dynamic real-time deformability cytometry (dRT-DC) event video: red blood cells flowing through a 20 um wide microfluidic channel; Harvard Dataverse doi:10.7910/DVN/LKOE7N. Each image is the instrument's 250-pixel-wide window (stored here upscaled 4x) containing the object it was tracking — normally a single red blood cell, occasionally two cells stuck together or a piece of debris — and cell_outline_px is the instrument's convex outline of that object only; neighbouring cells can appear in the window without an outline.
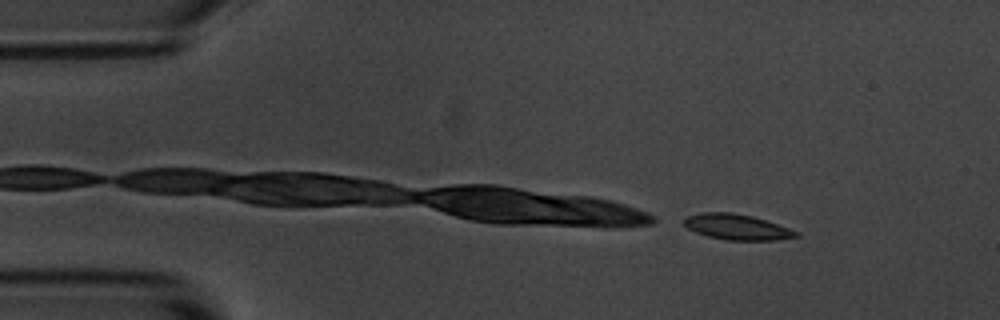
{"species": "common noctule bat (a hibernating species)", "species_latin": "Nyctalus noctula", "temperature_condition": "room temperature", "stored_images_in_passage": 33, "camera_frame_rate_fps": 3000, "um_per_image_px": 0.085, "animal": {"sex": "male", "body_mass_g": 20.1, "forearm_length_mm": 53.5}, "frame": {"image": 1, "passage_image": 1, "time_ms": 0.0, "image_size_px": [1000, 320], "cell_outline_px": [[800, 236], [776, 240], [724, 240], [708, 236], [696, 232], [688, 228], [684, 224], [684, 220], [688, 216], [704, 212], [732, 212], [752, 216], [800, 232]], "centroid_in_image_um": [62.65, 19.3], "position_along_channel_um": 22.3, "area_um2": 16.53}}
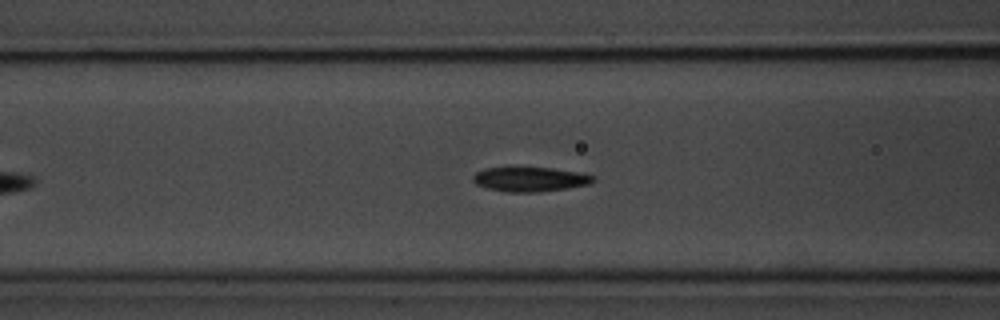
{"frame": {"image": 2, "passage_image": 15, "time_ms": 4.667, "image_size_px": [1000, 320], "cell_outline_px": [[596, 180], [588, 184], [568, 188], [540, 192], [504, 192], [488, 188], [476, 184], [472, 180], [472, 176], [476, 172], [484, 168], [508, 164], [512, 164], [552, 168], [580, 172], [596, 176]], "centroid_in_image_um": [45.0, 15.18], "position_along_channel_um": 121.6, "area_um2": 18.26}}
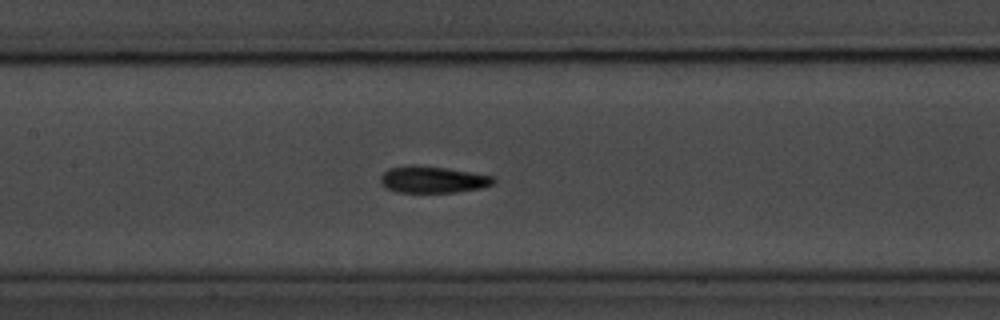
{"frame": {"image": 3, "passage_image": 19, "time_ms": 6.0, "image_size_px": [1000, 320], "cell_outline_px": [[496, 180], [492, 184], [480, 188], [456, 192], [396, 192], [384, 188], [380, 184], [380, 176], [388, 168], [408, 164], [416, 164], [448, 168], [496, 176]], "centroid_in_image_um": [36.75, 15.24], "position_along_channel_um": 170.7, "area_um2": 17.98}}